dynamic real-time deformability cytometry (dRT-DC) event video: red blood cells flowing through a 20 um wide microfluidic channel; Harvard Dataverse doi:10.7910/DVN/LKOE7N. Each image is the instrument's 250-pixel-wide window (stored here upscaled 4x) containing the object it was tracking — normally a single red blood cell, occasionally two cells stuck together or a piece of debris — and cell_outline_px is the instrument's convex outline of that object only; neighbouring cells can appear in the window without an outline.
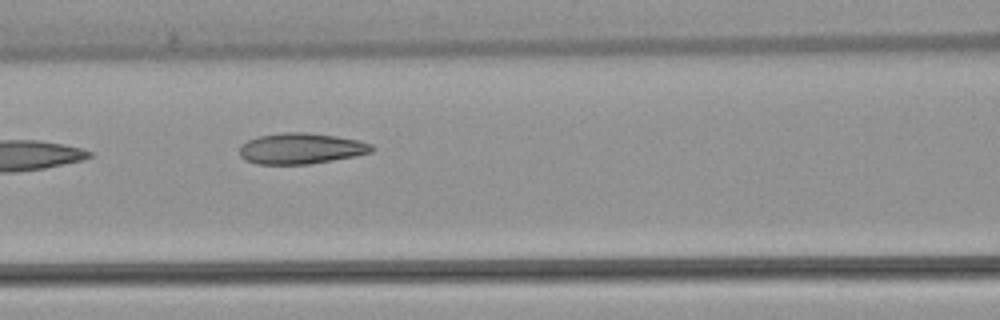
{"species": "common noctule bat (a hibernating species)", "species_latin": "Nyctalus noctula", "temperature_condition": "warm", "stored_images_in_passage": 7, "camera_frame_rate_fps": 3000, "um_per_image_px": 0.085, "animal": {"sex": "female", "body_mass_g": 22.7, "forearm_length_mm": 54.2}, "frame": {"image": 1, "passage_image": 7, "time_ms": 7.333, "image_size_px": [1000, 320], "cell_outline_px": [[376, 148], [372, 152], [356, 156], [308, 164], [256, 164], [244, 160], [240, 156], [240, 144], [248, 140], [260, 136], [284, 132], [308, 132], [336, 136], [360, 140], [372, 144]], "centroid_in_image_um": [25.6, 12.62], "position_along_channel_um": 141.0, "area_um2": 23.99}}